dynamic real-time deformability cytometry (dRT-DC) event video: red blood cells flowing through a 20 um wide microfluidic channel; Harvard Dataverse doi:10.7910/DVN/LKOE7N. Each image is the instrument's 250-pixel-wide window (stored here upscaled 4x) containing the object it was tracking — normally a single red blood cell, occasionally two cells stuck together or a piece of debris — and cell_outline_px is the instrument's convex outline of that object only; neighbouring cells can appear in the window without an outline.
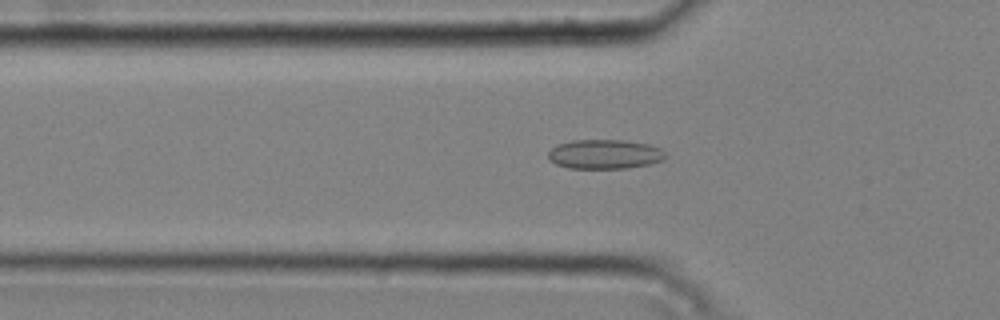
{"species": "common noctule bat (a hibernating species)", "species_latin": "Nyctalus noctula", "temperature_condition": "cold", "stored_images_in_passage": 40, "camera_frame_rate_fps": 3000, "um_per_image_px": 0.085, "animal": {"sex": "male", "body_mass_g": 20.4}, "frame": {"image": 1, "passage_image": 7, "time_ms": 2.0, "image_size_px": [1000, 320], "cell_outline_px": [[664, 160], [648, 164], [628, 168], [568, 168], [556, 164], [548, 156], [548, 152], [556, 144], [572, 140], [624, 140], [648, 144], [660, 148], [664, 152]], "centroid_in_image_um": [51.38, 13.1], "position_along_channel_um": 74.4, "area_um2": 20.0}}
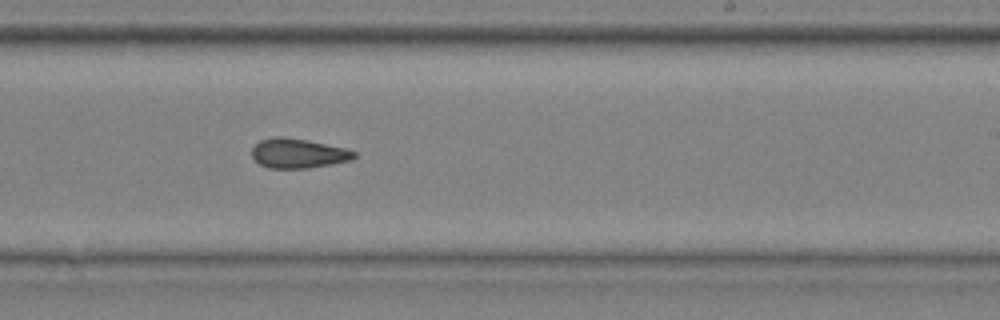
{"frame": {"image": 2, "passage_image": 22, "time_ms": 7.0, "image_size_px": [1000, 320], "cell_outline_px": [[356, 156], [352, 160], [308, 168], [268, 168], [260, 164], [252, 156], [252, 148], [260, 140], [276, 136], [284, 136], [308, 140], [348, 148], [356, 152]], "centroid_in_image_um": [25.37, 13.02], "position_along_channel_um": 263.6, "area_um2": 17.74}}
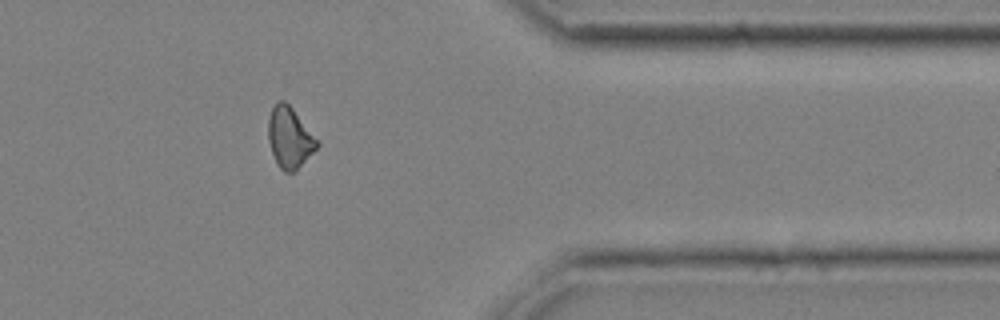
{"frame": {"image": 3, "passage_image": 33, "time_ms": 10.667, "image_size_px": [1000, 320], "cell_outline_px": [[320, 144], [292, 172], [284, 172], [276, 164], [268, 140], [268, 120], [272, 108], [280, 100], [284, 100], [292, 108], [320, 140]], "centroid_in_image_um": [24.62, 11.67], "position_along_channel_um": 386.8, "area_um2": 17.11}, "authors_computed_cell_mechanics": {"area_um2": 17.6868, "velocity_mm_per_s": 3.7801, "shape_relaxation_time_tau1_ms": null, "shape_relaxation_time_tau2_ms": 4.0369, "deformation_change_tau1": null, "deformation_change_tau2": 0.0986}}